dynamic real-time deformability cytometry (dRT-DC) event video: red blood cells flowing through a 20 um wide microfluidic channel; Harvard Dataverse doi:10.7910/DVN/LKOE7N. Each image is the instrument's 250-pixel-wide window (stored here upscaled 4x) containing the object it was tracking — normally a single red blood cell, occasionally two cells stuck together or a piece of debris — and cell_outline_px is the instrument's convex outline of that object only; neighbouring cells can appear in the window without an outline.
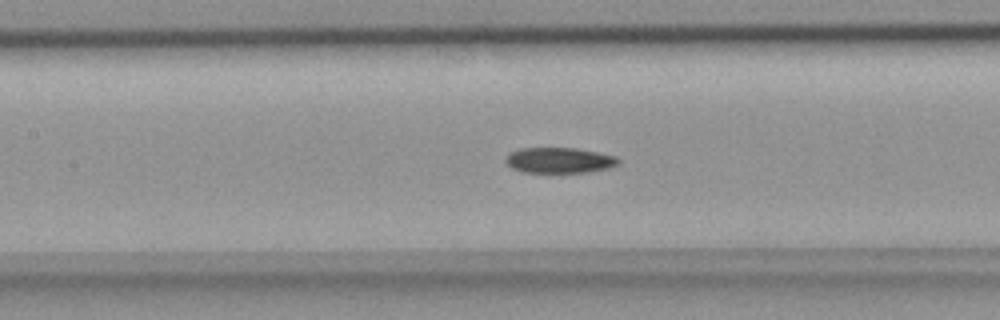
{"species": "common noctule bat (a hibernating species)", "species_latin": "Nyctalus noctula", "temperature_condition": "room temperature", "stored_images_in_passage": 37, "camera_frame_rate_fps": 3000, "um_per_image_px": 0.085, "animal": {"sex": "female", "body_mass_g": 18.4}, "frame": {"image": 1, "passage_image": 9, "time_ms": 2.667, "image_size_px": [1000, 320], "cell_outline_px": [[620, 164], [608, 168], [588, 172], [524, 172], [512, 168], [504, 160], [504, 156], [508, 152], [520, 148], [576, 148], [616, 156], [620, 160]], "centroid_in_image_um": [47.52, 13.62], "position_along_channel_um": 159.9, "area_um2": 16.88}}
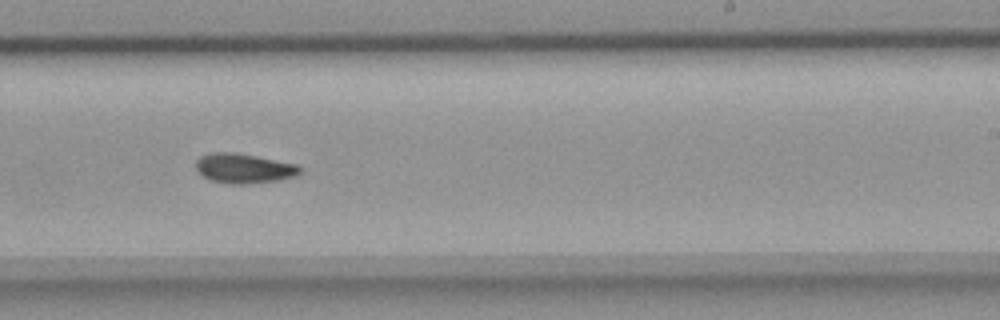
{"frame": {"image": 2, "passage_image": 17, "time_ms": 5.333, "image_size_px": [1000, 320], "cell_outline_px": [[304, 172], [296, 176], [280, 180], [244, 184], [228, 184], [212, 180], [204, 176], [196, 168], [196, 160], [200, 156], [212, 152], [232, 152], [256, 156], [296, 164], [304, 168]], "centroid_in_image_um": [20.79, 14.31], "position_along_channel_um": 268.2, "area_um2": 18.09}}
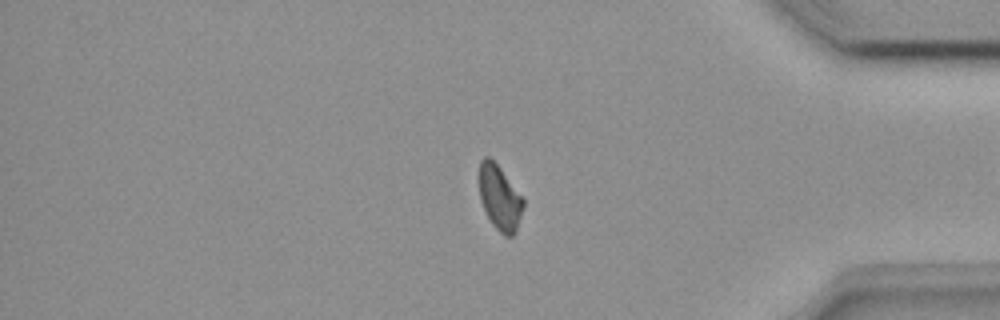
{"frame": {"image": 3, "passage_image": 28, "time_ms": 9.0, "image_size_px": [1000, 320], "cell_outline_px": [[524, 204], [516, 232], [512, 236], [504, 236], [492, 224], [480, 200], [476, 176], [480, 160], [484, 156], [488, 156], [500, 168], [524, 200]], "centroid_in_image_um": [42.41, 16.77], "position_along_channel_um": 392.8, "area_um2": 16.88}}